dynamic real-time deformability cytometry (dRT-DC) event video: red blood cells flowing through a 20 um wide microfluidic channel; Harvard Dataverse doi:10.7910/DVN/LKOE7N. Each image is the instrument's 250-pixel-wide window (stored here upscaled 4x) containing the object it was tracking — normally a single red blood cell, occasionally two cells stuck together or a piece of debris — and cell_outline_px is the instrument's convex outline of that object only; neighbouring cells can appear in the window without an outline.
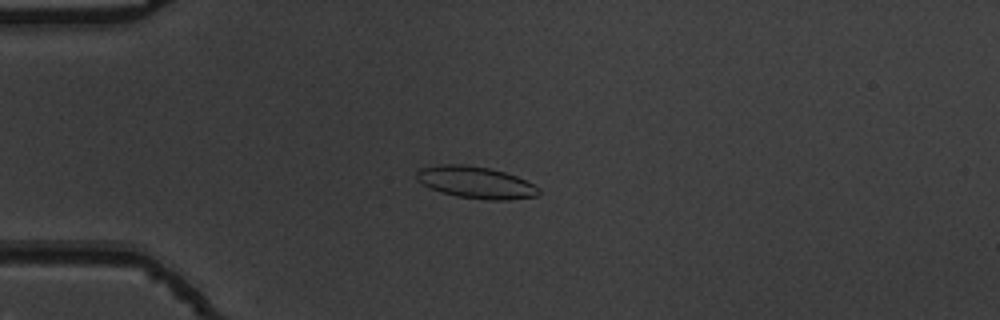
{"species": "common noctule bat (a hibernating species)", "species_latin": "Nyctalus noctula", "temperature_condition": "warm", "stored_images_in_passage": 53, "camera_frame_rate_fps": 3000, "um_per_image_px": 0.085, "animal": {"sex": "male", "body_mass_g": 19.5, "forearm_length_mm": 54.6}, "frame": {"image": 1, "passage_image": 14, "time_ms": 4.333, "image_size_px": [1000, 320], "cell_outline_px": [[540, 192], [536, 196], [508, 200], [488, 200], [456, 196], [440, 192], [416, 180], [416, 172], [420, 168], [440, 164], [464, 164], [488, 168], [504, 172], [516, 176], [540, 188]], "centroid_in_image_um": [40.42, 15.5], "position_along_channel_um": 44.6, "area_um2": 22.6}}
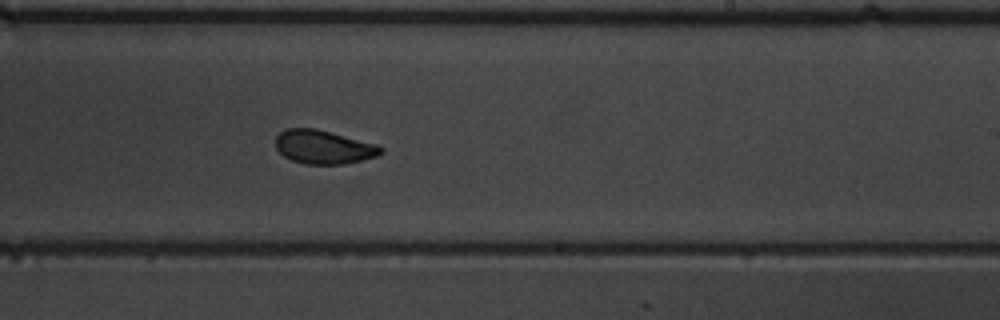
{"frame": {"image": 2, "passage_image": 33, "time_ms": 10.667, "image_size_px": [1000, 320], "cell_outline_px": [[384, 152], [376, 156], [344, 164], [304, 164], [292, 160], [284, 156], [276, 148], [276, 136], [280, 132], [288, 128], [316, 128], [376, 144], [384, 148]], "centroid_in_image_um": [27.5, 12.49], "position_along_channel_um": 261.5, "area_um2": 20.58}}
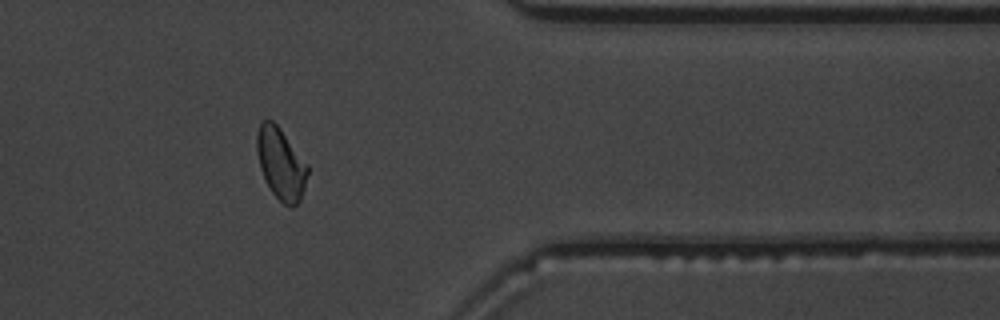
{"frame": {"image": 3, "passage_image": 44, "time_ms": 14.333, "image_size_px": [1000, 320], "cell_outline_px": [[308, 172], [304, 188], [300, 200], [292, 208], [284, 204], [272, 192], [264, 180], [260, 168], [256, 152], [256, 132], [260, 124], [264, 120], [272, 120], [280, 128], [308, 164]], "centroid_in_image_um": [23.86, 13.91], "position_along_channel_um": 387.5, "area_um2": 21.21}, "authors_computed_cell_mechanics": {"area_um2": 21.2704, "velocity_mm_per_s": 3.8069, "shape_relaxation_time_tau1_ms": 4.5576, "shape_relaxation_time_tau2_ms": 2.0779, "deformation_change_tau1": 0.1583, "deformation_change_tau2": 0.0589}}